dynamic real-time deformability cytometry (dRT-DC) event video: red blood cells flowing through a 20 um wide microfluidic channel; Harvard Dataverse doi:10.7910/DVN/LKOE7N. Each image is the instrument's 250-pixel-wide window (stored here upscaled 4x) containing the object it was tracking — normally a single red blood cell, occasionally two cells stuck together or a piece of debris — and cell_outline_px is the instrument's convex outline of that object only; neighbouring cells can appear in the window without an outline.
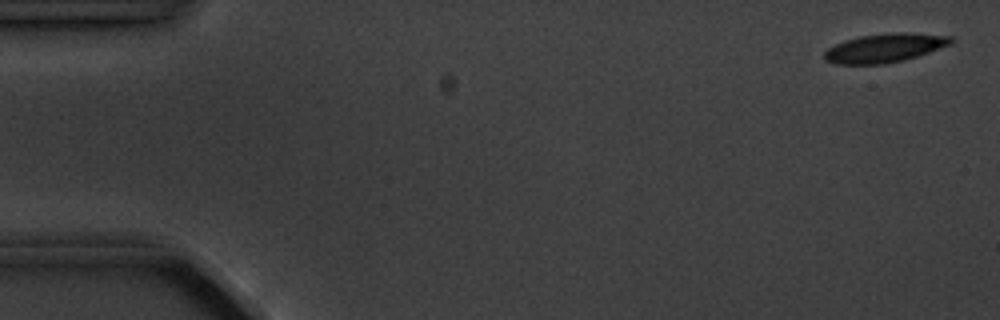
{"species": "common noctule bat (a hibernating species)", "species_latin": "Nyctalus noctula", "temperature_condition": "cold", "stored_images_in_passage": 5, "camera_frame_rate_fps": 3000, "um_per_image_px": 0.085, "animal": {"sex": "male", "body_mass_g": 20.1, "forearm_length_mm": 53.5}, "frame": {"image": 1, "passage_image": 1, "time_ms": 0.0, "image_size_px": [1000, 320], "cell_outline_px": [[956, 40], [952, 44], [904, 60], [884, 64], [836, 64], [824, 60], [824, 52], [828, 48], [844, 40], [860, 36], [892, 32], [908, 32], [952, 36]], "centroid_in_image_um": [75.22, 4.07], "position_along_channel_um": 9.8, "area_um2": 21.39}}
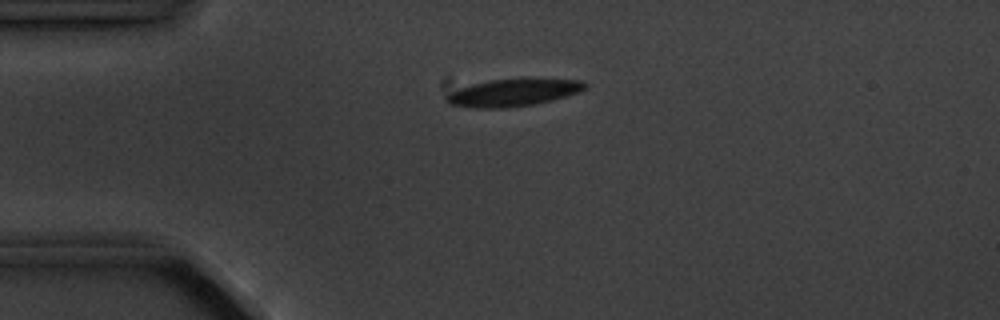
{"frame": {"image": 2, "passage_image": 4, "time_ms": 3.667, "image_size_px": [1000, 320], "cell_outline_px": [[588, 84], [580, 92], [552, 100], [532, 104], [508, 108], [472, 108], [448, 104], [444, 100], [444, 96], [460, 88], [472, 84], [492, 80], [584, 80]], "centroid_in_image_um": [43.57, 7.9], "position_along_channel_um": 41.4, "area_um2": 21.56}}